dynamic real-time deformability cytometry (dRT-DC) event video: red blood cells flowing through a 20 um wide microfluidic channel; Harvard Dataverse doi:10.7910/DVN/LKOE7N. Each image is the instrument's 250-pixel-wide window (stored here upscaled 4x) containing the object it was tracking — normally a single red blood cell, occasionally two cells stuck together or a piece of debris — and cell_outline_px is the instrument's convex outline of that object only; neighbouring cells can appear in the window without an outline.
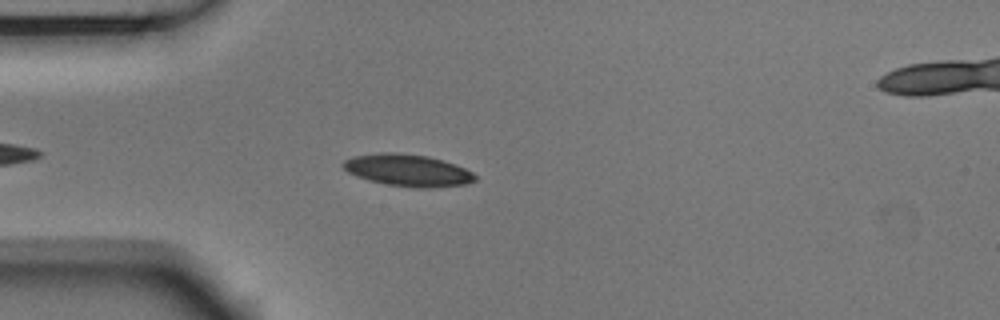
{"species": "Egyptian fruit bat (a non-hibernating species)", "species_latin": "Rousettus aegyptiacus", "temperature_condition": "room temperature", "stored_images_in_passage": 40, "camera_frame_rate_fps": 3000, "um_per_image_px": 0.085, "animal": {"sex": "male"}, "frame": {"image": 1, "passage_image": 6, "time_ms": 1.667, "image_size_px": [1000, 320], "cell_outline_px": [[476, 180], [464, 184], [432, 188], [416, 188], [388, 184], [368, 180], [356, 176], [348, 172], [340, 164], [344, 160], [352, 156], [380, 152], [396, 152], [428, 156], [456, 164], [472, 172], [476, 176]], "centroid_in_image_um": [34.63, 14.46], "position_along_channel_um": 50.4, "area_um2": 24.68}}
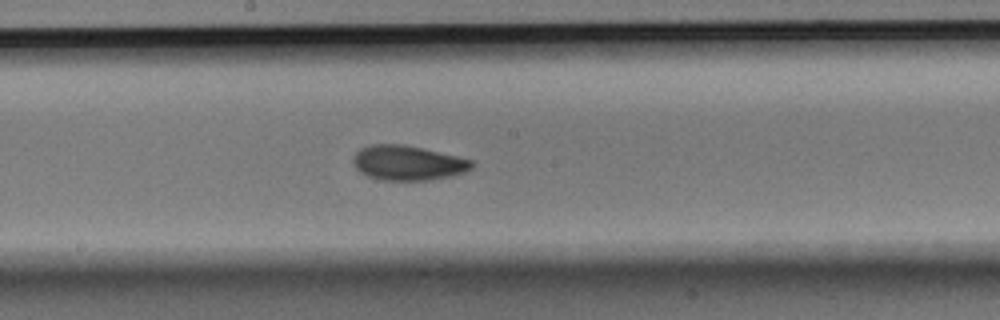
{"frame": {"image": 2, "passage_image": 20, "time_ms": 6.333, "image_size_px": [1000, 320], "cell_outline_px": [[476, 164], [472, 168], [464, 172], [432, 180], [380, 180], [368, 176], [360, 172], [356, 168], [352, 160], [352, 156], [360, 148], [372, 144], [404, 144], [456, 156], [472, 160]], "centroid_in_image_um": [34.64, 13.84], "position_along_channel_um": 213.6, "area_um2": 24.04}}
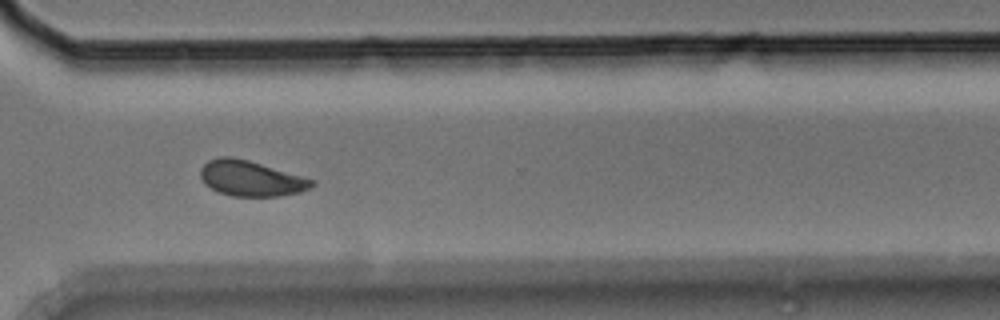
{"frame": {"image": 3, "passage_image": 31, "time_ms": 10.0, "image_size_px": [1000, 320], "cell_outline_px": [[316, 184], [312, 188], [300, 192], [276, 196], [232, 196], [220, 192], [204, 184], [200, 176], [200, 168], [208, 160], [220, 156], [232, 156], [248, 160], [316, 180]], "centroid_in_image_um": [21.33, 15.16], "position_along_channel_um": 349.3, "area_um2": 23.06}, "authors_computed_cell_mechanics": {"area_um2": 23.3223, "velocity_mm_per_s": 3.7066, "shape_relaxation_time_tau1_ms": 2.4335, "shape_relaxation_time_tau2_ms": 2.2963, "deformation_change_tau1": 0.1068, "deformation_change_tau2": 0.0689}}